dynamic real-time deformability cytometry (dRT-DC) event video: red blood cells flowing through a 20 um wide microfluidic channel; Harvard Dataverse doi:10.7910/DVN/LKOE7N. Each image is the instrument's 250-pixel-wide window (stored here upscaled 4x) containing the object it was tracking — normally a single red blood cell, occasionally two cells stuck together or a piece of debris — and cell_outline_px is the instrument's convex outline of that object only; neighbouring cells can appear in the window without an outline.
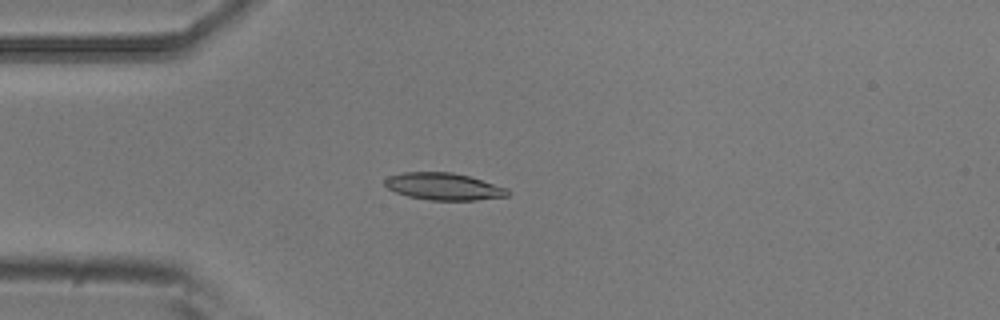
{"species": "common noctule bat (a hibernating species)", "species_latin": "Nyctalus noctula", "temperature_condition": "room temperature", "stored_images_in_passage": 5, "camera_frame_rate_fps": 3000, "um_per_image_px": 0.085, "animal": {"sex": "male", "body_mass_g": 20.5, "forearm_length_mm": 52.5}, "frame": {"image": 1, "passage_image": 3, "time_ms": 0.667, "image_size_px": [1000, 320], "cell_outline_px": [[508, 196], [476, 200], [428, 200], [408, 196], [396, 192], [388, 188], [384, 184], [384, 180], [388, 176], [404, 172], [452, 172], [468, 176], [508, 188]], "centroid_in_image_um": [37.69, 15.85], "position_along_channel_um": 47.3, "area_um2": 19.31}}
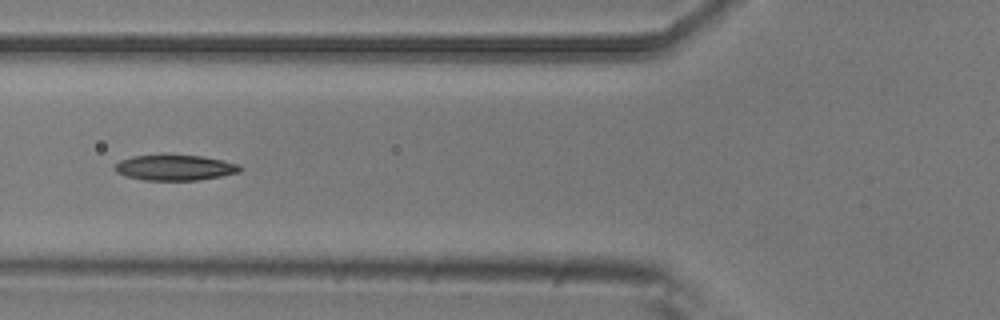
{"frame": {"image": 2, "passage_image": 5, "time_ms": 1.333, "image_size_px": [1000, 320], "cell_outline_px": [[244, 168], [240, 172], [220, 176], [196, 180], [144, 180], [124, 176], [116, 172], [112, 168], [120, 160], [132, 156], [160, 152], [200, 156], [240, 164]], "centroid_in_image_um": [14.8, 14.21], "position_along_channel_um": 111.0, "area_um2": 19.36}}